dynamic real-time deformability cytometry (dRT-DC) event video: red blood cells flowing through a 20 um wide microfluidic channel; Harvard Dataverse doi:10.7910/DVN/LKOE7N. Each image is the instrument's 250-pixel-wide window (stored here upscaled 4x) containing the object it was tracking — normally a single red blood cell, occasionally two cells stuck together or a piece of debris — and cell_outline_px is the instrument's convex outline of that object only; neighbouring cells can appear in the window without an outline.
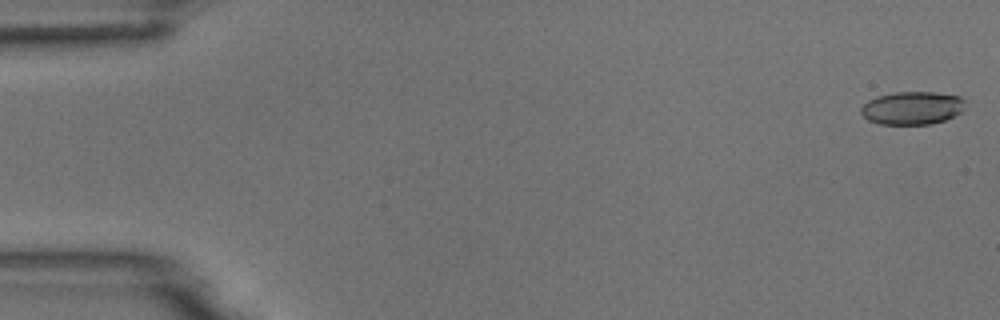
{"species": "common noctule bat (a hibernating species)", "species_latin": "Nyctalus noctula", "temperature_condition": "room temperature", "stored_images_in_passage": 54, "camera_frame_rate_fps": 3000, "um_per_image_px": 0.085, "animal": {"sex": "male", "body_mass_g": 18.8}, "frame": {"image": 1, "passage_image": 1, "time_ms": 0.0, "image_size_px": [1000, 320], "cell_outline_px": [[964, 108], [960, 112], [944, 120], [928, 124], [880, 124], [868, 120], [860, 112], [860, 108], [868, 100], [880, 96], [896, 92], [936, 92], [960, 96], [964, 100]], "centroid_in_image_um": [77.53, 9.17], "position_along_channel_um": 7.5, "area_um2": 19.88}}
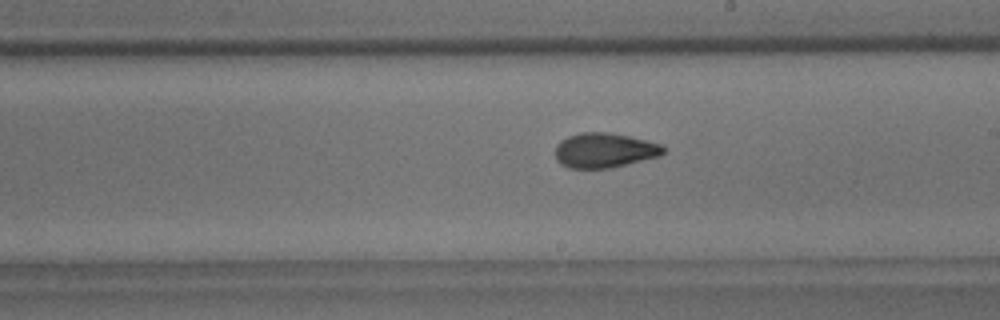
{"frame": {"image": 2, "passage_image": 31, "time_ms": 10.0, "image_size_px": [1000, 320], "cell_outline_px": [[664, 152], [660, 156], [612, 168], [568, 168], [560, 164], [556, 160], [556, 144], [560, 140], [568, 136], [580, 132], [608, 132], [628, 136], [660, 144], [664, 148]], "centroid_in_image_um": [51.34, 12.78], "position_along_channel_um": 237.7, "area_um2": 21.96}}
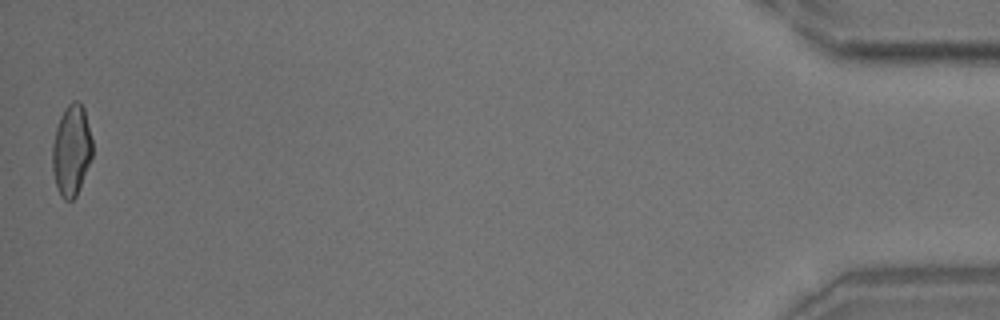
{"frame": {"image": 3, "passage_image": 54, "time_ms": 17.667, "image_size_px": [1000, 320], "cell_outline_px": [[92, 156], [76, 196], [72, 200], [64, 200], [60, 196], [52, 172], [52, 144], [56, 128], [60, 116], [68, 104], [72, 100], [76, 100], [84, 108], [92, 140]], "centroid_in_image_um": [6.06, 12.78], "position_along_channel_um": 429.1, "area_um2": 21.15}, "authors_computed_cell_mechanics": {"area_um2": 21.3282, "velocity_mm_per_s": 3.7155, "shape_relaxation_time_tau1_ms": 6.4217, "shape_relaxation_time_tau2_ms": 2.1494, "deformation_change_tau1": 0.1724, "deformation_change_tau2": 0.0813}}